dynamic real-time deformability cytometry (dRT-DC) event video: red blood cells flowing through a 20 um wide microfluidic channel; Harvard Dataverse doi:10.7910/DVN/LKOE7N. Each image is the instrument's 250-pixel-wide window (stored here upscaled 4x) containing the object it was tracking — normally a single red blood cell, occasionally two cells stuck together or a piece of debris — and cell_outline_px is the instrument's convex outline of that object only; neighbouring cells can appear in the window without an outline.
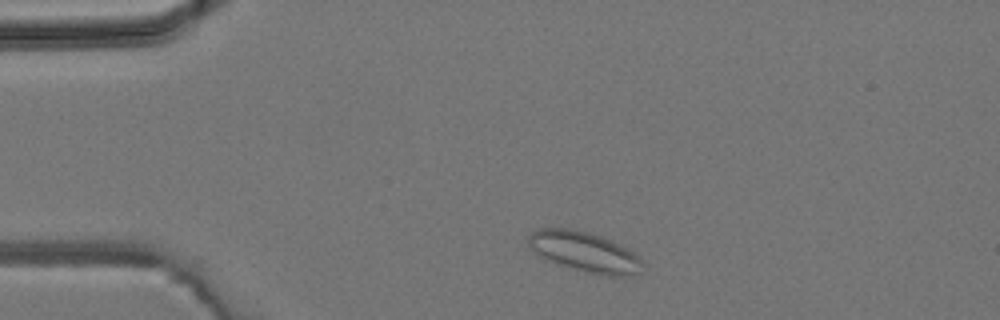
{"species": "common noctule bat (a hibernating species)", "species_latin": "Nyctalus noctula", "temperature_condition": "room temperature", "stored_images_in_passage": 1, "camera_frame_rate_fps": 3000, "um_per_image_px": 0.085, "animal": {"sex": "male", "body_mass_g": 19.2, "forearm_length_mm": 51.8}, "frame": {"image": 1, "passage_image": 1, "time_ms": 0.0, "image_size_px": [1000, 320], "cell_outline_px": [[644, 264], [640, 276], [604, 276], [584, 272], [560, 264], [536, 252], [528, 244], [528, 236], [532, 232], [540, 228], [568, 228], [588, 232], [612, 240], [620, 244], [640, 256]], "centroid_in_image_um": [49.8, 21.43], "position_along_channel_um": 35.2, "area_um2": 26.76}}